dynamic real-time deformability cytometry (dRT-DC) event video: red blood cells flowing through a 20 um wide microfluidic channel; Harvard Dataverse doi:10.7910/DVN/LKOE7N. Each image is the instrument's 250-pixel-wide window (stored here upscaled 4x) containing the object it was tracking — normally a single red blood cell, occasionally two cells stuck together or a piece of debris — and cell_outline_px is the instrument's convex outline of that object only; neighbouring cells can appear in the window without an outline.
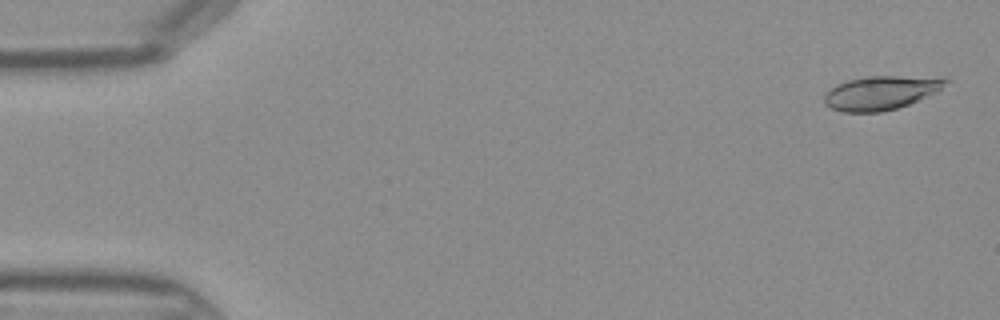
{"species": "Egyptian fruit bat (a non-hibernating species)", "species_latin": "Rousettus aegyptiacus", "temperature_condition": "warm", "stored_images_in_passage": 45, "camera_frame_rate_fps": 3000, "um_per_image_px": 0.085, "frame": {"image": 1, "passage_image": 2, "time_ms": 0.333, "image_size_px": [1000, 320], "cell_outline_px": [[952, 80], [936, 92], [908, 104], [896, 108], [880, 112], [844, 112], [832, 108], [824, 104], [824, 96], [836, 84], [848, 80], [868, 76], [948, 76]], "centroid_in_image_um": [74.96, 7.86], "position_along_channel_um": 10.0, "area_um2": 24.1}}
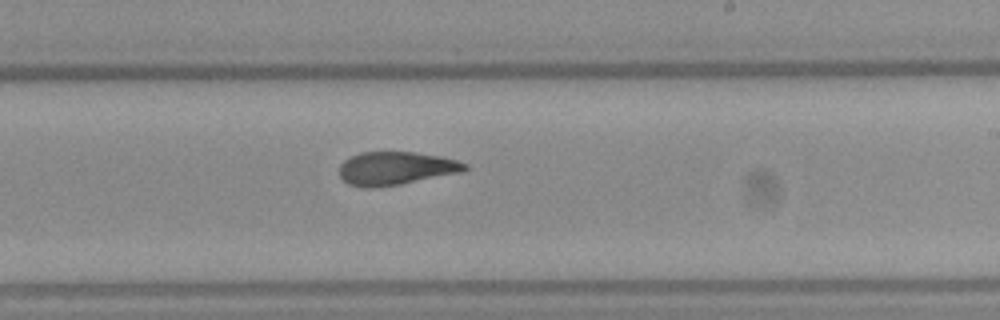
{"frame": {"image": 2, "passage_image": 27, "time_ms": 8.667, "image_size_px": [1000, 320], "cell_outline_px": [[468, 168], [464, 172], [400, 184], [372, 188], [364, 188], [348, 184], [340, 176], [340, 164], [344, 160], [360, 152], [412, 152], [440, 156], [456, 160], [468, 164]], "centroid_in_image_um": [33.66, 14.31], "position_along_channel_um": 255.3, "area_um2": 24.33}}
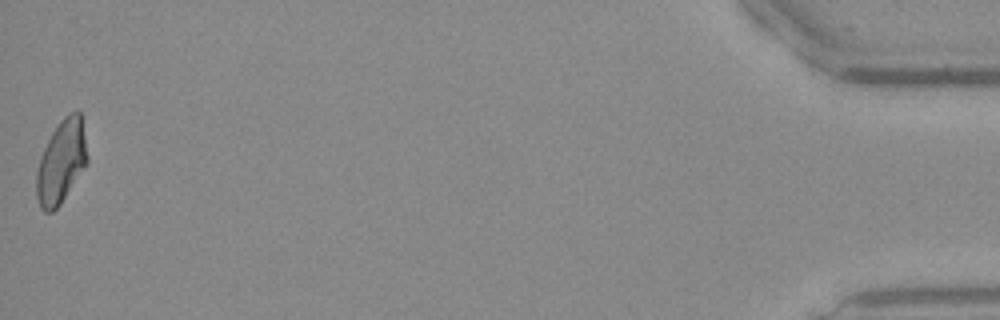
{"frame": {"image": 3, "passage_image": 45, "time_ms": 14.667, "image_size_px": [1000, 320], "cell_outline_px": [[88, 160], [60, 204], [52, 212], [44, 212], [40, 208], [36, 196], [36, 172], [40, 156], [52, 132], [60, 120], [68, 112], [80, 112], [88, 156]], "centroid_in_image_um": [5.18, 13.75], "position_along_channel_um": 430.0, "area_um2": 24.33}}